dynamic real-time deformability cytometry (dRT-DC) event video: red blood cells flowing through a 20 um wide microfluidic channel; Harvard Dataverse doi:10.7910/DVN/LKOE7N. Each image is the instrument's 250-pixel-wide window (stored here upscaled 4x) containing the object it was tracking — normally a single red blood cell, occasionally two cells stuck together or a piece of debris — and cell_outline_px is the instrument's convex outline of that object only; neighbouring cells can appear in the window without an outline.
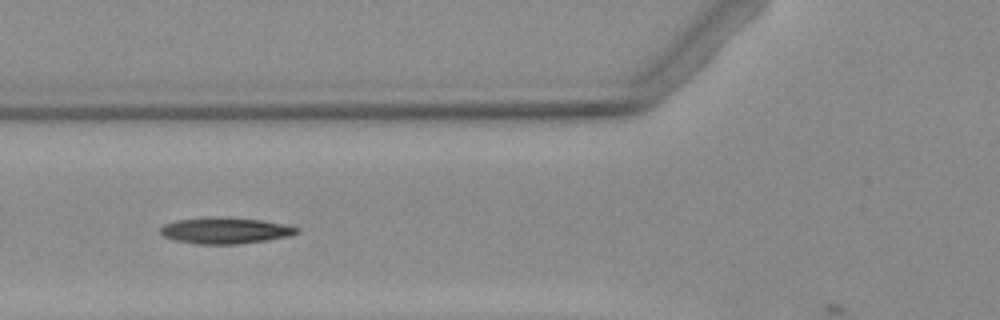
{"species": "Egyptian fruit bat (a non-hibernating species)", "species_latin": "Rousettus aegyptiacus", "temperature_condition": "warm", "stored_images_in_passage": 6, "camera_frame_rate_fps": 3000, "um_per_image_px": 0.085, "animal": {"sex": "female"}, "frame": {"image": 1, "passage_image": 5, "time_ms": 4.667, "image_size_px": [1000, 320], "cell_outline_px": [[300, 232], [288, 236], [264, 240], [236, 244], [200, 244], [176, 240], [164, 236], [160, 232], [160, 228], [164, 224], [176, 220], [204, 216], [228, 216], [260, 220], [284, 224], [300, 228]], "centroid_in_image_um": [19.13, 19.57], "position_along_channel_um": 106.7, "area_um2": 20.98}}